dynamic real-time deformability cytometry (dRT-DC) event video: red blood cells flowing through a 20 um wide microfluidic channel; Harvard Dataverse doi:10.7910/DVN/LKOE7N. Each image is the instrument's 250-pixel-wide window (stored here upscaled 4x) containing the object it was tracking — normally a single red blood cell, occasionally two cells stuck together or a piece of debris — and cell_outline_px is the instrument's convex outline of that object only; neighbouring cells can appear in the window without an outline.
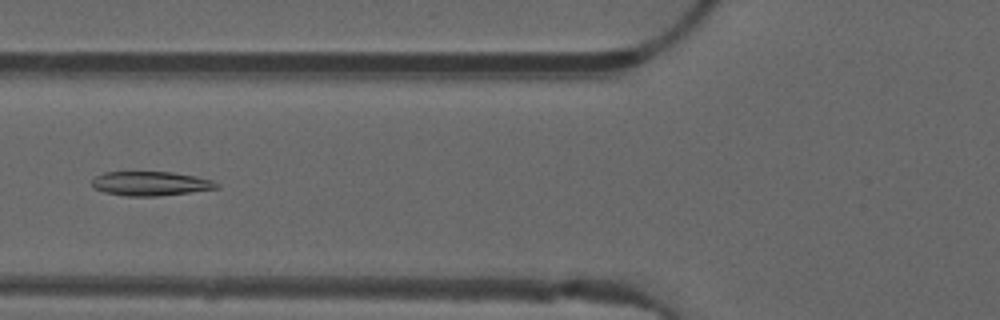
{"species": "common noctule bat (a hibernating species)", "species_latin": "Nyctalus noctula", "temperature_condition": "warm", "stored_images_in_passage": 51, "camera_frame_rate_fps": 3000, "um_per_image_px": 0.085, "animal": {"sex": "male", "forearm_length_mm": 52.5}, "frame": {"image": 1, "passage_image": 20, "time_ms": 6.333, "image_size_px": [1000, 320], "cell_outline_px": [[220, 188], [156, 196], [128, 196], [104, 192], [92, 188], [92, 180], [96, 176], [104, 172], [172, 172], [196, 176], [212, 180], [220, 184]], "centroid_in_image_um": [12.8, 15.6], "position_along_channel_um": 113.0, "area_um2": 17.57}}
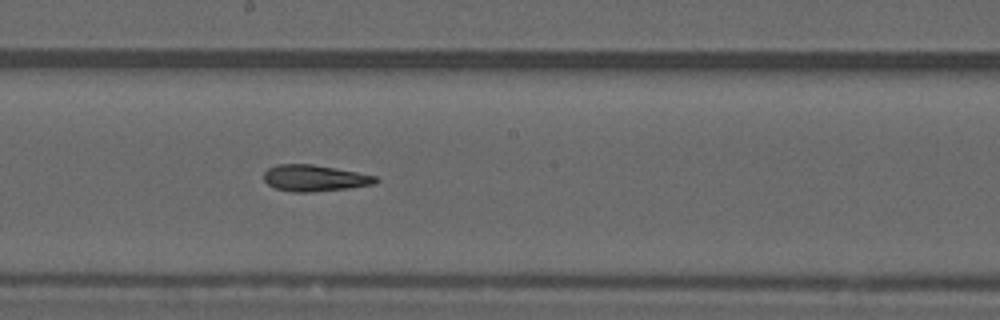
{"frame": {"image": 2, "passage_image": 28, "time_ms": 9.0, "image_size_px": [1000, 320], "cell_outline_px": [[380, 180], [376, 184], [348, 188], [312, 192], [292, 192], [276, 188], [268, 184], [264, 180], [264, 172], [268, 168], [276, 164], [312, 164], [336, 168], [376, 176]], "centroid_in_image_um": [26.75, 15.14], "position_along_channel_um": 221.5, "area_um2": 17.22}}
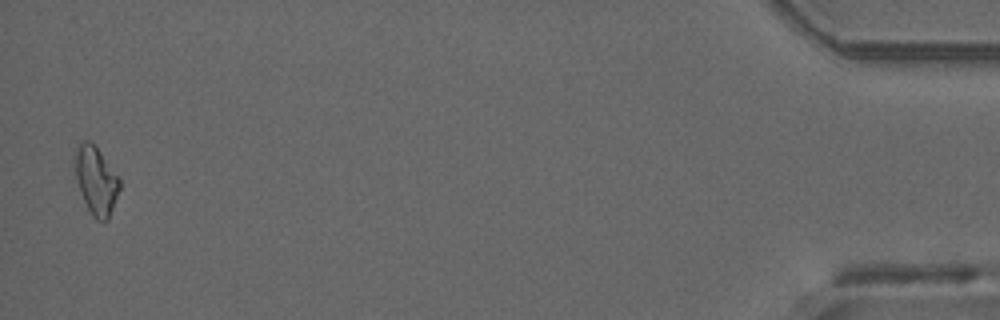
{"frame": {"image": 3, "passage_image": 50, "time_ms": 16.333, "image_size_px": [1000, 320], "cell_outline_px": [[120, 188], [108, 220], [96, 220], [92, 216], [80, 192], [76, 180], [76, 148], [84, 140], [88, 140], [100, 152], [120, 180]], "centroid_in_image_um": [8.17, 15.38], "position_along_channel_um": 427.0, "area_um2": 17.11}, "authors_computed_cell_mechanics": {"area_um2": 17.5712, "velocity_mm_per_s": 4.0612, "shape_relaxation_time_tau1_ms": null, "shape_relaxation_time_tau2_ms": 2.7749, "deformation_change_tau1": null, "deformation_change_tau2": 0.0999}}